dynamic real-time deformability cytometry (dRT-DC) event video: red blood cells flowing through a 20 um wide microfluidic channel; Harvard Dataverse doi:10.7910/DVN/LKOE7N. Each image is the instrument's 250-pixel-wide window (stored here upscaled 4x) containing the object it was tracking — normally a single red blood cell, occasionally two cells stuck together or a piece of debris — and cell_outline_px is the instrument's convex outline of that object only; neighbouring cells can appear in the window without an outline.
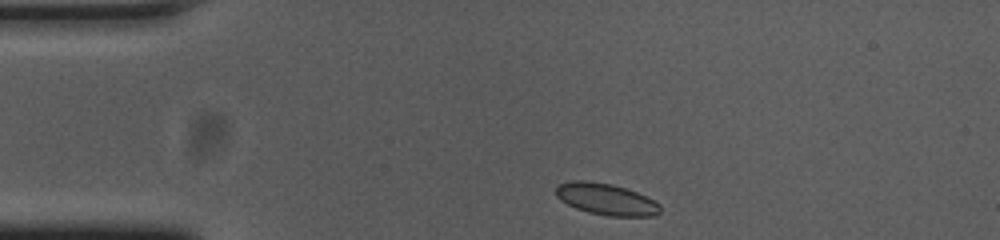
{"species": "common noctule bat (a hibernating species)", "species_latin": "Nyctalus noctula", "temperature_condition": "cold", "stored_images_in_passage": 45, "camera_frame_rate_fps": 3000, "um_per_image_px": 0.085, "animal": {"sex": "female", "body_mass_g": 23.0, "forearm_length_mm": 53.4}, "frame": {"image": 1, "passage_image": 1, "time_ms": 0.0, "image_size_px": [1000, 240], "cell_outline_px": [[660, 212], [656, 216], [608, 216], [588, 212], [576, 208], [568, 204], [556, 196], [556, 184], [572, 180], [584, 180], [612, 184], [636, 192], [660, 204]], "centroid_in_image_um": [51.5, 16.93], "position_along_channel_um": 33.5, "area_um2": 19.07}}
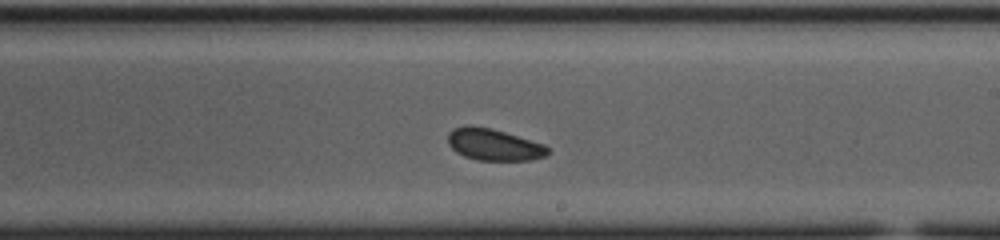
{"frame": {"image": 2, "passage_image": 22, "time_ms": 7.0, "image_size_px": [1000, 240], "cell_outline_px": [[548, 152], [544, 156], [528, 160], [480, 160], [464, 156], [456, 152], [448, 144], [448, 132], [452, 128], [464, 124], [472, 124], [492, 128], [544, 144], [548, 148]], "centroid_in_image_um": [41.9, 12.26], "position_along_channel_um": 247.1, "area_um2": 18.55}}
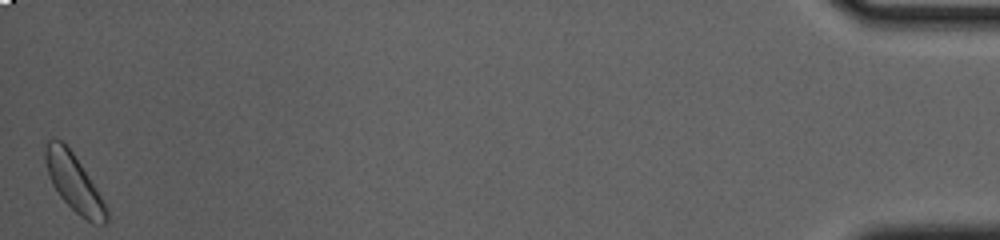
{"frame": {"image": 3, "passage_image": 45, "time_ms": 14.667, "image_size_px": [1000, 240], "cell_outline_px": [[108, 220], [104, 224], [92, 224], [80, 216], [60, 196], [52, 184], [48, 176], [44, 156], [44, 148], [48, 140], [52, 136], [60, 140], [72, 152], [80, 164], [108, 208]], "centroid_in_image_um": [6.27, 15.54], "position_along_channel_um": 428.9, "area_um2": 20.11}, "authors_computed_cell_mechanics": {"area_um2": 19.0162, "velocity_mm_per_s": 3.6491, "shape_relaxation_time_tau1_ms": 1.5939, "shape_relaxation_time_tau2_ms": null, "deformation_change_tau1": 0.0445, "deformation_change_tau2": null}}